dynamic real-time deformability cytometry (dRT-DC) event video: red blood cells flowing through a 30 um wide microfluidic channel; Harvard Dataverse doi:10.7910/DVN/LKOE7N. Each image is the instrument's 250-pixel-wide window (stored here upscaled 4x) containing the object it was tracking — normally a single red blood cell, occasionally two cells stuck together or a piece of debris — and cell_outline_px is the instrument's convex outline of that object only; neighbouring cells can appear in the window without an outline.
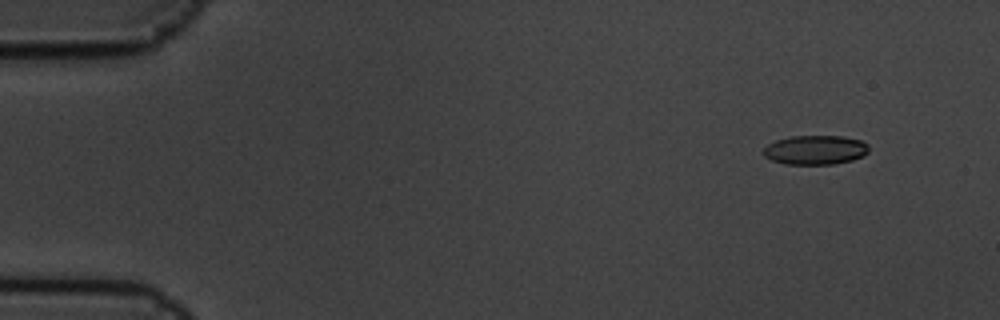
{"species": "common noctule bat (a hibernating species)", "species_latin": "Nyctalus noctula", "temperature_condition": "cold", "stored_images_in_passage": 4, "camera_frame_rate_fps": 3000, "um_per_image_px": 0.085, "animal": {"sex": "male", "body_mass_g": 19.5, "forearm_length_mm": 54.6}, "frame": {"image": 1, "passage_image": 1, "time_ms": 0.0, "image_size_px": [1000, 320], "cell_outline_px": [[868, 152], [864, 156], [852, 160], [832, 164], [784, 164], [772, 160], [764, 156], [764, 148], [768, 144], [776, 140], [792, 136], [844, 136], [860, 140], [868, 144]], "centroid_in_image_um": [69.32, 12.74], "position_along_channel_um": 15.7, "area_um2": 17.98}}